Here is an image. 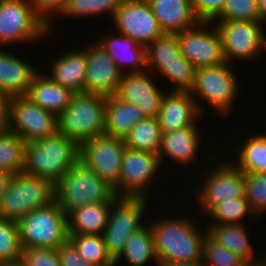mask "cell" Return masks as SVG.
<instances>
[{
  "instance_id": "obj_6",
  "label": "cell",
  "mask_w": 266,
  "mask_h": 266,
  "mask_svg": "<svg viewBox=\"0 0 266 266\" xmlns=\"http://www.w3.org/2000/svg\"><path fill=\"white\" fill-rule=\"evenodd\" d=\"M106 97L74 93L68 107L58 116V132L79 146L105 134Z\"/></svg>"
},
{
  "instance_id": "obj_32",
  "label": "cell",
  "mask_w": 266,
  "mask_h": 266,
  "mask_svg": "<svg viewBox=\"0 0 266 266\" xmlns=\"http://www.w3.org/2000/svg\"><path fill=\"white\" fill-rule=\"evenodd\" d=\"M162 132L158 118L146 117L131 128L124 138L127 148L157 154L161 147Z\"/></svg>"
},
{
  "instance_id": "obj_26",
  "label": "cell",
  "mask_w": 266,
  "mask_h": 266,
  "mask_svg": "<svg viewBox=\"0 0 266 266\" xmlns=\"http://www.w3.org/2000/svg\"><path fill=\"white\" fill-rule=\"evenodd\" d=\"M73 95L71 90L57 84L39 69L25 96L58 117L68 107Z\"/></svg>"
},
{
  "instance_id": "obj_44",
  "label": "cell",
  "mask_w": 266,
  "mask_h": 266,
  "mask_svg": "<svg viewBox=\"0 0 266 266\" xmlns=\"http://www.w3.org/2000/svg\"><path fill=\"white\" fill-rule=\"evenodd\" d=\"M61 266H98L84 259L68 240L57 248Z\"/></svg>"
},
{
  "instance_id": "obj_46",
  "label": "cell",
  "mask_w": 266,
  "mask_h": 266,
  "mask_svg": "<svg viewBox=\"0 0 266 266\" xmlns=\"http://www.w3.org/2000/svg\"><path fill=\"white\" fill-rule=\"evenodd\" d=\"M13 176H14L13 173L0 171V203L2 200V196L5 194L6 190L8 189Z\"/></svg>"
},
{
  "instance_id": "obj_14",
  "label": "cell",
  "mask_w": 266,
  "mask_h": 266,
  "mask_svg": "<svg viewBox=\"0 0 266 266\" xmlns=\"http://www.w3.org/2000/svg\"><path fill=\"white\" fill-rule=\"evenodd\" d=\"M125 148L124 139L99 135L80 145L79 161L112 186L116 193Z\"/></svg>"
},
{
  "instance_id": "obj_2",
  "label": "cell",
  "mask_w": 266,
  "mask_h": 266,
  "mask_svg": "<svg viewBox=\"0 0 266 266\" xmlns=\"http://www.w3.org/2000/svg\"><path fill=\"white\" fill-rule=\"evenodd\" d=\"M79 154L80 146L57 132L26 143L23 172L55 185L79 161Z\"/></svg>"
},
{
  "instance_id": "obj_18",
  "label": "cell",
  "mask_w": 266,
  "mask_h": 266,
  "mask_svg": "<svg viewBox=\"0 0 266 266\" xmlns=\"http://www.w3.org/2000/svg\"><path fill=\"white\" fill-rule=\"evenodd\" d=\"M153 75L147 70L140 73L122 74L115 96L139 107L146 117L157 118L167 91L159 88Z\"/></svg>"
},
{
  "instance_id": "obj_9",
  "label": "cell",
  "mask_w": 266,
  "mask_h": 266,
  "mask_svg": "<svg viewBox=\"0 0 266 266\" xmlns=\"http://www.w3.org/2000/svg\"><path fill=\"white\" fill-rule=\"evenodd\" d=\"M18 227L22 248H58L69 239L68 216L56 201L24 216Z\"/></svg>"
},
{
  "instance_id": "obj_13",
  "label": "cell",
  "mask_w": 266,
  "mask_h": 266,
  "mask_svg": "<svg viewBox=\"0 0 266 266\" xmlns=\"http://www.w3.org/2000/svg\"><path fill=\"white\" fill-rule=\"evenodd\" d=\"M8 130L26 142L36 141L58 132V117L25 95L12 96L9 101Z\"/></svg>"
},
{
  "instance_id": "obj_38",
  "label": "cell",
  "mask_w": 266,
  "mask_h": 266,
  "mask_svg": "<svg viewBox=\"0 0 266 266\" xmlns=\"http://www.w3.org/2000/svg\"><path fill=\"white\" fill-rule=\"evenodd\" d=\"M244 194L255 216L266 213V173H244Z\"/></svg>"
},
{
  "instance_id": "obj_8",
  "label": "cell",
  "mask_w": 266,
  "mask_h": 266,
  "mask_svg": "<svg viewBox=\"0 0 266 266\" xmlns=\"http://www.w3.org/2000/svg\"><path fill=\"white\" fill-rule=\"evenodd\" d=\"M146 64L147 71L155 77L161 74L171 81V89L167 91H189L192 88L195 68L182 56L175 34L164 33L146 47Z\"/></svg>"
},
{
  "instance_id": "obj_15",
  "label": "cell",
  "mask_w": 266,
  "mask_h": 266,
  "mask_svg": "<svg viewBox=\"0 0 266 266\" xmlns=\"http://www.w3.org/2000/svg\"><path fill=\"white\" fill-rule=\"evenodd\" d=\"M175 35L182 56L195 69L214 67L226 63L222 39L213 22H200L195 27Z\"/></svg>"
},
{
  "instance_id": "obj_27",
  "label": "cell",
  "mask_w": 266,
  "mask_h": 266,
  "mask_svg": "<svg viewBox=\"0 0 266 266\" xmlns=\"http://www.w3.org/2000/svg\"><path fill=\"white\" fill-rule=\"evenodd\" d=\"M144 118L145 114L136 105L122 101L115 95L106 97V135L124 139L134 124Z\"/></svg>"
},
{
  "instance_id": "obj_37",
  "label": "cell",
  "mask_w": 266,
  "mask_h": 266,
  "mask_svg": "<svg viewBox=\"0 0 266 266\" xmlns=\"http://www.w3.org/2000/svg\"><path fill=\"white\" fill-rule=\"evenodd\" d=\"M21 253L18 223L0 218V264L20 262Z\"/></svg>"
},
{
  "instance_id": "obj_49",
  "label": "cell",
  "mask_w": 266,
  "mask_h": 266,
  "mask_svg": "<svg viewBox=\"0 0 266 266\" xmlns=\"http://www.w3.org/2000/svg\"><path fill=\"white\" fill-rule=\"evenodd\" d=\"M260 17L264 24H266V0H257Z\"/></svg>"
},
{
  "instance_id": "obj_1",
  "label": "cell",
  "mask_w": 266,
  "mask_h": 266,
  "mask_svg": "<svg viewBox=\"0 0 266 266\" xmlns=\"http://www.w3.org/2000/svg\"><path fill=\"white\" fill-rule=\"evenodd\" d=\"M176 214L154 217L149 222L153 237L154 251L161 266L171 262H196L202 260L203 244L207 234L199 229L194 217ZM204 231V232H203Z\"/></svg>"
},
{
  "instance_id": "obj_25",
  "label": "cell",
  "mask_w": 266,
  "mask_h": 266,
  "mask_svg": "<svg viewBox=\"0 0 266 266\" xmlns=\"http://www.w3.org/2000/svg\"><path fill=\"white\" fill-rule=\"evenodd\" d=\"M163 33L176 34L200 23L190 0H147Z\"/></svg>"
},
{
  "instance_id": "obj_7",
  "label": "cell",
  "mask_w": 266,
  "mask_h": 266,
  "mask_svg": "<svg viewBox=\"0 0 266 266\" xmlns=\"http://www.w3.org/2000/svg\"><path fill=\"white\" fill-rule=\"evenodd\" d=\"M55 201V185L43 178L17 173L0 203V218L19 222L30 212Z\"/></svg>"
},
{
  "instance_id": "obj_40",
  "label": "cell",
  "mask_w": 266,
  "mask_h": 266,
  "mask_svg": "<svg viewBox=\"0 0 266 266\" xmlns=\"http://www.w3.org/2000/svg\"><path fill=\"white\" fill-rule=\"evenodd\" d=\"M241 260L242 258L206 234L202 253V261L206 266H238Z\"/></svg>"
},
{
  "instance_id": "obj_34",
  "label": "cell",
  "mask_w": 266,
  "mask_h": 266,
  "mask_svg": "<svg viewBox=\"0 0 266 266\" xmlns=\"http://www.w3.org/2000/svg\"><path fill=\"white\" fill-rule=\"evenodd\" d=\"M79 254L98 266H115L109 256L102 235L69 234L68 239Z\"/></svg>"
},
{
  "instance_id": "obj_24",
  "label": "cell",
  "mask_w": 266,
  "mask_h": 266,
  "mask_svg": "<svg viewBox=\"0 0 266 266\" xmlns=\"http://www.w3.org/2000/svg\"><path fill=\"white\" fill-rule=\"evenodd\" d=\"M7 49L0 48V91L10 97L26 95L34 76L39 71L30 62L11 54Z\"/></svg>"
},
{
  "instance_id": "obj_50",
  "label": "cell",
  "mask_w": 266,
  "mask_h": 266,
  "mask_svg": "<svg viewBox=\"0 0 266 266\" xmlns=\"http://www.w3.org/2000/svg\"><path fill=\"white\" fill-rule=\"evenodd\" d=\"M0 266H23L20 262L11 263V264H0Z\"/></svg>"
},
{
  "instance_id": "obj_5",
  "label": "cell",
  "mask_w": 266,
  "mask_h": 266,
  "mask_svg": "<svg viewBox=\"0 0 266 266\" xmlns=\"http://www.w3.org/2000/svg\"><path fill=\"white\" fill-rule=\"evenodd\" d=\"M210 154V155H209ZM208 169L202 172L203 177L196 188L195 198L199 211L203 216L221 202L232 201L237 198H245L244 194V173L240 171L230 160H219L218 155L205 154ZM208 155V157H207ZM218 156V157H217ZM206 173V174H205ZM204 178V179H203Z\"/></svg>"
},
{
  "instance_id": "obj_22",
  "label": "cell",
  "mask_w": 266,
  "mask_h": 266,
  "mask_svg": "<svg viewBox=\"0 0 266 266\" xmlns=\"http://www.w3.org/2000/svg\"><path fill=\"white\" fill-rule=\"evenodd\" d=\"M83 47V48H82ZM74 48L59 53L56 59H51L48 71L45 72L57 84L68 88L73 93L85 92V78L87 72L86 47ZM85 47V48H84ZM76 49V50H75Z\"/></svg>"
},
{
  "instance_id": "obj_30",
  "label": "cell",
  "mask_w": 266,
  "mask_h": 266,
  "mask_svg": "<svg viewBox=\"0 0 266 266\" xmlns=\"http://www.w3.org/2000/svg\"><path fill=\"white\" fill-rule=\"evenodd\" d=\"M238 147H236L237 150L235 149L237 154L233 151V147L231 148L232 156H229L228 159L230 158V161L240 171L243 173H266V133L247 135ZM233 153L237 155L235 159Z\"/></svg>"
},
{
  "instance_id": "obj_29",
  "label": "cell",
  "mask_w": 266,
  "mask_h": 266,
  "mask_svg": "<svg viewBox=\"0 0 266 266\" xmlns=\"http://www.w3.org/2000/svg\"><path fill=\"white\" fill-rule=\"evenodd\" d=\"M112 203H91L70 211L69 234L102 235L109 219Z\"/></svg>"
},
{
  "instance_id": "obj_10",
  "label": "cell",
  "mask_w": 266,
  "mask_h": 266,
  "mask_svg": "<svg viewBox=\"0 0 266 266\" xmlns=\"http://www.w3.org/2000/svg\"><path fill=\"white\" fill-rule=\"evenodd\" d=\"M49 35V27L30 0H0V48L29 44Z\"/></svg>"
},
{
  "instance_id": "obj_42",
  "label": "cell",
  "mask_w": 266,
  "mask_h": 266,
  "mask_svg": "<svg viewBox=\"0 0 266 266\" xmlns=\"http://www.w3.org/2000/svg\"><path fill=\"white\" fill-rule=\"evenodd\" d=\"M37 15L49 27V33L52 36L54 26V17L60 16L66 7L67 0H30ZM54 15V16H53Z\"/></svg>"
},
{
  "instance_id": "obj_21",
  "label": "cell",
  "mask_w": 266,
  "mask_h": 266,
  "mask_svg": "<svg viewBox=\"0 0 266 266\" xmlns=\"http://www.w3.org/2000/svg\"><path fill=\"white\" fill-rule=\"evenodd\" d=\"M110 30L100 34L95 41L114 60L119 70L124 73H140L147 70L146 47L136 43L130 37ZM103 35V36H102Z\"/></svg>"
},
{
  "instance_id": "obj_33",
  "label": "cell",
  "mask_w": 266,
  "mask_h": 266,
  "mask_svg": "<svg viewBox=\"0 0 266 266\" xmlns=\"http://www.w3.org/2000/svg\"><path fill=\"white\" fill-rule=\"evenodd\" d=\"M26 143L8 129L0 131V171L13 174L23 172Z\"/></svg>"
},
{
  "instance_id": "obj_48",
  "label": "cell",
  "mask_w": 266,
  "mask_h": 266,
  "mask_svg": "<svg viewBox=\"0 0 266 266\" xmlns=\"http://www.w3.org/2000/svg\"><path fill=\"white\" fill-rule=\"evenodd\" d=\"M161 266H206L203 261H196V262H171V263H164Z\"/></svg>"
},
{
  "instance_id": "obj_12",
  "label": "cell",
  "mask_w": 266,
  "mask_h": 266,
  "mask_svg": "<svg viewBox=\"0 0 266 266\" xmlns=\"http://www.w3.org/2000/svg\"><path fill=\"white\" fill-rule=\"evenodd\" d=\"M213 23L221 36L226 62L232 64L234 60L242 62L256 60L266 50V30L263 22L213 21Z\"/></svg>"
},
{
  "instance_id": "obj_45",
  "label": "cell",
  "mask_w": 266,
  "mask_h": 266,
  "mask_svg": "<svg viewBox=\"0 0 266 266\" xmlns=\"http://www.w3.org/2000/svg\"><path fill=\"white\" fill-rule=\"evenodd\" d=\"M10 96L0 91V131L8 129Z\"/></svg>"
},
{
  "instance_id": "obj_43",
  "label": "cell",
  "mask_w": 266,
  "mask_h": 266,
  "mask_svg": "<svg viewBox=\"0 0 266 266\" xmlns=\"http://www.w3.org/2000/svg\"><path fill=\"white\" fill-rule=\"evenodd\" d=\"M200 22H213L222 12L226 0H190Z\"/></svg>"
},
{
  "instance_id": "obj_19",
  "label": "cell",
  "mask_w": 266,
  "mask_h": 266,
  "mask_svg": "<svg viewBox=\"0 0 266 266\" xmlns=\"http://www.w3.org/2000/svg\"><path fill=\"white\" fill-rule=\"evenodd\" d=\"M93 41L86 45L85 93L114 96L123 73L109 54L94 39Z\"/></svg>"
},
{
  "instance_id": "obj_41",
  "label": "cell",
  "mask_w": 266,
  "mask_h": 266,
  "mask_svg": "<svg viewBox=\"0 0 266 266\" xmlns=\"http://www.w3.org/2000/svg\"><path fill=\"white\" fill-rule=\"evenodd\" d=\"M20 263L23 266H61L57 248H22Z\"/></svg>"
},
{
  "instance_id": "obj_47",
  "label": "cell",
  "mask_w": 266,
  "mask_h": 266,
  "mask_svg": "<svg viewBox=\"0 0 266 266\" xmlns=\"http://www.w3.org/2000/svg\"><path fill=\"white\" fill-rule=\"evenodd\" d=\"M258 256H254L248 259H242L238 266H266L263 256Z\"/></svg>"
},
{
  "instance_id": "obj_17",
  "label": "cell",
  "mask_w": 266,
  "mask_h": 266,
  "mask_svg": "<svg viewBox=\"0 0 266 266\" xmlns=\"http://www.w3.org/2000/svg\"><path fill=\"white\" fill-rule=\"evenodd\" d=\"M111 21L117 33L144 47L164 34L147 0H122Z\"/></svg>"
},
{
  "instance_id": "obj_16",
  "label": "cell",
  "mask_w": 266,
  "mask_h": 266,
  "mask_svg": "<svg viewBox=\"0 0 266 266\" xmlns=\"http://www.w3.org/2000/svg\"><path fill=\"white\" fill-rule=\"evenodd\" d=\"M161 164L157 154L125 148L117 197L146 198ZM150 188V189H149Z\"/></svg>"
},
{
  "instance_id": "obj_28",
  "label": "cell",
  "mask_w": 266,
  "mask_h": 266,
  "mask_svg": "<svg viewBox=\"0 0 266 266\" xmlns=\"http://www.w3.org/2000/svg\"><path fill=\"white\" fill-rule=\"evenodd\" d=\"M207 234L218 244L232 251L242 259L252 258L255 255V248L250 238L251 234L247 225L205 223ZM247 227V228H246ZM251 239V240H250Z\"/></svg>"
},
{
  "instance_id": "obj_31",
  "label": "cell",
  "mask_w": 266,
  "mask_h": 266,
  "mask_svg": "<svg viewBox=\"0 0 266 266\" xmlns=\"http://www.w3.org/2000/svg\"><path fill=\"white\" fill-rule=\"evenodd\" d=\"M122 259L124 262L126 260L125 263L129 266H148L150 261L155 263L154 266H160L155 255L153 237L148 222L128 239L124 251L115 261V266H118Z\"/></svg>"
},
{
  "instance_id": "obj_3",
  "label": "cell",
  "mask_w": 266,
  "mask_h": 266,
  "mask_svg": "<svg viewBox=\"0 0 266 266\" xmlns=\"http://www.w3.org/2000/svg\"><path fill=\"white\" fill-rule=\"evenodd\" d=\"M117 198L114 188L81 161L55 184V201L66 214L91 203H113Z\"/></svg>"
},
{
  "instance_id": "obj_35",
  "label": "cell",
  "mask_w": 266,
  "mask_h": 266,
  "mask_svg": "<svg viewBox=\"0 0 266 266\" xmlns=\"http://www.w3.org/2000/svg\"><path fill=\"white\" fill-rule=\"evenodd\" d=\"M122 0H67L66 7L60 16L79 18L103 16L109 14L111 19L120 7ZM70 17V18H69Z\"/></svg>"
},
{
  "instance_id": "obj_36",
  "label": "cell",
  "mask_w": 266,
  "mask_h": 266,
  "mask_svg": "<svg viewBox=\"0 0 266 266\" xmlns=\"http://www.w3.org/2000/svg\"><path fill=\"white\" fill-rule=\"evenodd\" d=\"M205 217L209 220L206 223H220V224H240L246 225L243 221L251 216L248 214L255 215L251 209L249 202L246 198H237L228 202H221L215 205ZM211 220V221H210Z\"/></svg>"
},
{
  "instance_id": "obj_39",
  "label": "cell",
  "mask_w": 266,
  "mask_h": 266,
  "mask_svg": "<svg viewBox=\"0 0 266 266\" xmlns=\"http://www.w3.org/2000/svg\"><path fill=\"white\" fill-rule=\"evenodd\" d=\"M214 21L263 22L257 0H226L221 14Z\"/></svg>"
},
{
  "instance_id": "obj_20",
  "label": "cell",
  "mask_w": 266,
  "mask_h": 266,
  "mask_svg": "<svg viewBox=\"0 0 266 266\" xmlns=\"http://www.w3.org/2000/svg\"><path fill=\"white\" fill-rule=\"evenodd\" d=\"M202 113L189 91H168L159 111L162 133H171L196 124Z\"/></svg>"
},
{
  "instance_id": "obj_4",
  "label": "cell",
  "mask_w": 266,
  "mask_h": 266,
  "mask_svg": "<svg viewBox=\"0 0 266 266\" xmlns=\"http://www.w3.org/2000/svg\"><path fill=\"white\" fill-rule=\"evenodd\" d=\"M233 67V64L226 62L219 66L195 69L194 83L189 93L202 114L205 107L200 100L198 102V99L205 102L221 117L228 116L233 111L231 108L238 99L241 85Z\"/></svg>"
},
{
  "instance_id": "obj_23",
  "label": "cell",
  "mask_w": 266,
  "mask_h": 266,
  "mask_svg": "<svg viewBox=\"0 0 266 266\" xmlns=\"http://www.w3.org/2000/svg\"><path fill=\"white\" fill-rule=\"evenodd\" d=\"M201 132L197 123L193 126L177 130L171 133H162L161 147L158 153L160 164L163 160H173V163L187 167L190 164H197V154L201 148Z\"/></svg>"
},
{
  "instance_id": "obj_11",
  "label": "cell",
  "mask_w": 266,
  "mask_h": 266,
  "mask_svg": "<svg viewBox=\"0 0 266 266\" xmlns=\"http://www.w3.org/2000/svg\"><path fill=\"white\" fill-rule=\"evenodd\" d=\"M149 199L118 197L110 207L109 219L102 233L107 252L115 262L122 252L128 239L142 228L146 221L144 213Z\"/></svg>"
}]
</instances>
